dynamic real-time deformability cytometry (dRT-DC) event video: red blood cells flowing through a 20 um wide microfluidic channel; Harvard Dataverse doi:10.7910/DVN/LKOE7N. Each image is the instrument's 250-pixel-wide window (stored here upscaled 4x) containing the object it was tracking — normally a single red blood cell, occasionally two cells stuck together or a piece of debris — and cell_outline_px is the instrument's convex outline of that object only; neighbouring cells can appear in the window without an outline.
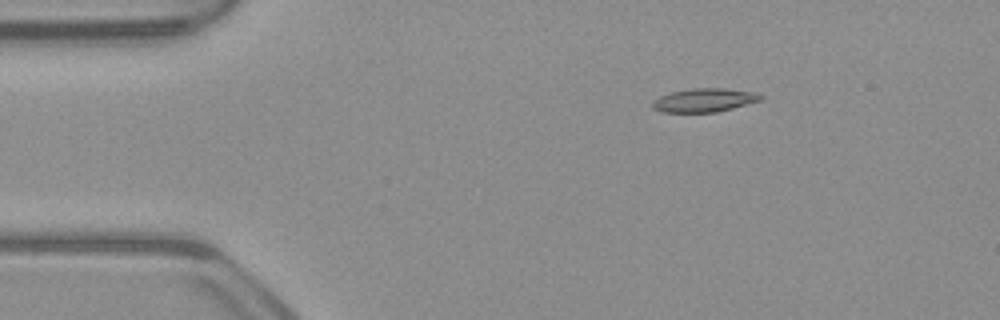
{"species": "common noctule bat (a hibernating species)", "species_latin": "Nyctalus noctula", "temperature_condition": "warm", "stored_images_in_passage": 9, "camera_frame_rate_fps": 3000, "um_per_image_px": 0.085, "animal": {"sex": "male", "body_mass_g": 23.1, "forearm_length_mm": 52.7}, "frame": {"image": 1, "passage_image": 1, "time_ms": 0.0, "image_size_px": [1000, 320], "cell_outline_px": [[764, 96], [760, 100], [732, 108], [716, 112], [664, 112], [652, 108], [652, 100], [660, 96], [672, 92], [692, 88], [724, 88], [752, 92]], "centroid_in_image_um": [59.82, 8.51], "position_along_channel_um": 25.2, "area_um2": 14.68}}
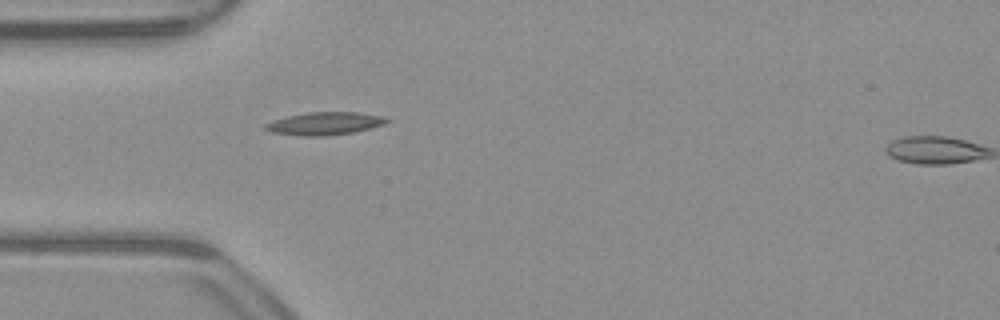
{"frame": {"image": 2, "passage_image": 8, "time_ms": 2.333, "image_size_px": [1000, 320], "cell_outline_px": [[392, 120], [384, 124], [356, 132], [328, 136], [300, 136], [272, 132], [264, 128], [264, 124], [272, 120], [288, 116], [308, 112], [360, 112], [384, 116]], "centroid_in_image_um": [27.63, 10.5], "position_along_channel_um": 57.4, "area_um2": 16.36}}